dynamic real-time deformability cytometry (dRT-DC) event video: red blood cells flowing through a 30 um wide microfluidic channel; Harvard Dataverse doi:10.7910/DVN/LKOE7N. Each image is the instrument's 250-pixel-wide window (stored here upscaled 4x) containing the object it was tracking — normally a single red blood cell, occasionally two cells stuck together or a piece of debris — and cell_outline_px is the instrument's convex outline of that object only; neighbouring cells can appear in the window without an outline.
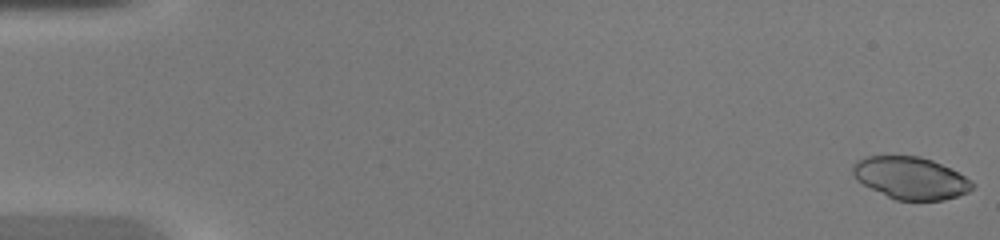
{"species": "common noctule bat (a hibernating species)", "species_latin": "Nyctalus noctula", "temperature_condition": "warm", "stored_images_in_passage": 48, "camera_frame_rate_fps": 3000, "um_per_image_px": 0.085, "animal": {"sex": "female", "body_mass_g": 20.0, "forearm_length_mm": 54.0}, "frame": {"image": 1, "passage_image": 1, "time_ms": 0.0, "image_size_px": [1000, 240], "cell_outline_px": [[976, 184], [968, 192], [944, 200], [896, 200], [856, 180], [852, 172], [852, 164], [856, 160], [864, 156], [920, 156], [932, 160], [964, 176]], "centroid_in_image_um": [77.37, 15.12], "position_along_channel_um": 7.6, "area_um2": 29.13}}